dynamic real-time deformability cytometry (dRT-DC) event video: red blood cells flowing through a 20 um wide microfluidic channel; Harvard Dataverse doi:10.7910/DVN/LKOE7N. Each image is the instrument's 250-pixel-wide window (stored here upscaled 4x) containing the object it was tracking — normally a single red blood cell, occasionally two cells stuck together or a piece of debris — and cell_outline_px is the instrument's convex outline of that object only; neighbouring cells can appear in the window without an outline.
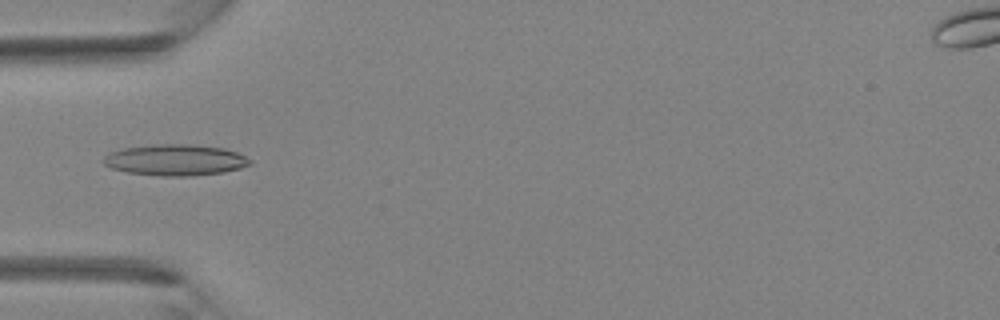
{"species": "Egyptian fruit bat (a non-hibernating species)", "species_latin": "Rousettus aegyptiacus", "temperature_condition": "room temperature", "stored_images_in_passage": 1, "camera_frame_rate_fps": 3000, "um_per_image_px": 0.085, "animal": {"sex": "female"}, "frame": {"image": 1, "passage_image": 1, "time_ms": 0.0, "image_size_px": [1000, 320], "cell_outline_px": [[252, 164], [240, 168], [224, 172], [188, 176], [160, 176], [128, 172], [112, 168], [104, 164], [100, 160], [108, 152], [124, 148], [152, 144], [188, 144], [224, 148], [236, 152], [252, 160]], "centroid_in_image_um": [14.88, 13.59], "position_along_channel_um": 70.1, "area_um2": 26.7}}